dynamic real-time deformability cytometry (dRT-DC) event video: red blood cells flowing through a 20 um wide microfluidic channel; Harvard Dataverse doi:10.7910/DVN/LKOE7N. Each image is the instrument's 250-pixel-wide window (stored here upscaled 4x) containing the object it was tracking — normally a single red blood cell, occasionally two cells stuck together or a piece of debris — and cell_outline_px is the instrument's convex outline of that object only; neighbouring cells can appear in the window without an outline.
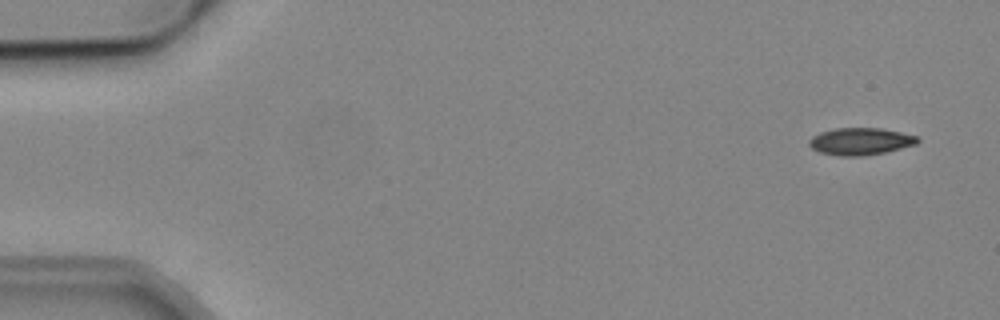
{"species": "common noctule bat (a hibernating species)", "species_latin": "Nyctalus noctula", "temperature_condition": "cold", "stored_images_in_passage": 6, "camera_frame_rate_fps": 3000, "um_per_image_px": 0.085, "animal": {"sex": "male", "body_mass_g": 19.2, "forearm_length_mm": 51.8}, "frame": {"image": 1, "passage_image": 1, "time_ms": 0.0, "image_size_px": [1000, 320], "cell_outline_px": [[920, 140], [916, 144], [884, 152], [864, 156], [840, 156], [820, 152], [812, 148], [808, 144], [808, 140], [812, 136], [820, 132], [836, 128], [880, 128], [900, 132], [916, 136]], "centroid_in_image_um": [73.1, 12.01], "position_along_channel_um": 11.9, "area_um2": 17.05}}